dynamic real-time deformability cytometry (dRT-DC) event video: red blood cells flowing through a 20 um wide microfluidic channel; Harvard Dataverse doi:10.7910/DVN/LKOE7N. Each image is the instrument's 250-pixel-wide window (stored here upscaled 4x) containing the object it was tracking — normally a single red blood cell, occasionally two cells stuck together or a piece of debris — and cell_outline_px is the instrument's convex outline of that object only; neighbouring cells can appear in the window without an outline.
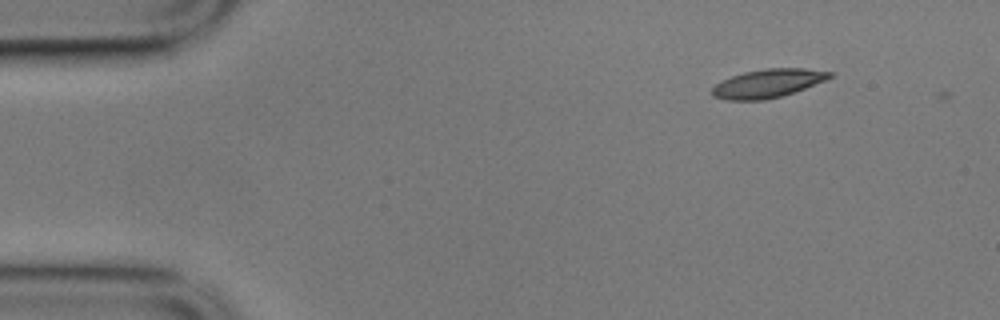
{"species": "common noctule bat (a hibernating species)", "species_latin": "Nyctalus noctula", "temperature_condition": "cold", "stored_images_in_passage": 3, "camera_frame_rate_fps": 3000, "um_per_image_px": 0.085, "animal": {"sex": "male", "body_mass_g": 17.9}, "frame": {"image": 1, "passage_image": 2, "time_ms": 0.333, "image_size_px": [1000, 320], "cell_outline_px": [[832, 76], [824, 80], [804, 88], [780, 96], [764, 100], [728, 100], [712, 96], [712, 88], [716, 84], [732, 76], [744, 72], [768, 68], [804, 68], [832, 72]], "centroid_in_image_um": [65.24, 7.08], "position_along_channel_um": 19.8, "area_um2": 19.13}}